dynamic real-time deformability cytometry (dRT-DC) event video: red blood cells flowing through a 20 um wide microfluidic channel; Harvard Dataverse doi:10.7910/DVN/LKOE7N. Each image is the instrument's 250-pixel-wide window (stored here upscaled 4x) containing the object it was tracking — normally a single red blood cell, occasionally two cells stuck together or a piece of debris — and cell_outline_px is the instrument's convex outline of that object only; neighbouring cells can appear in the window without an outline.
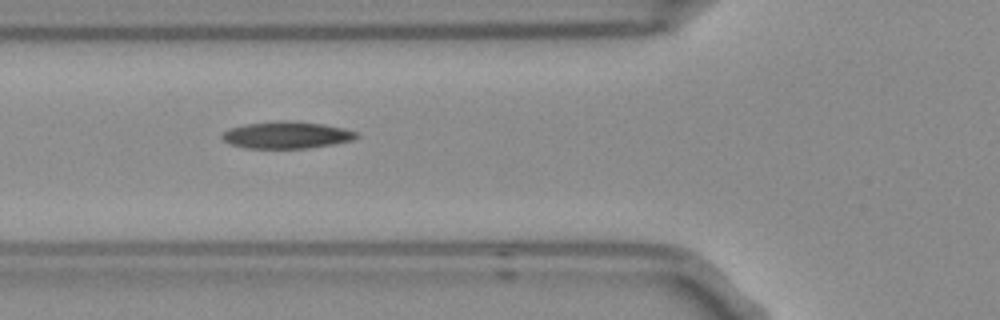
{"species": "Egyptian fruit bat (a non-hibernating species)", "species_latin": "Rousettus aegyptiacus", "temperature_condition": "room temperature", "stored_images_in_passage": 9, "camera_frame_rate_fps": 3000, "um_per_image_px": 0.085, "frame": {"image": 1, "passage_image": 6, "time_ms": 1.667, "image_size_px": [1000, 320], "cell_outline_px": [[360, 136], [352, 140], [332, 144], [308, 148], [244, 148], [232, 144], [224, 140], [220, 136], [228, 128], [244, 124], [280, 120], [292, 120], [324, 124], [344, 128], [356, 132]], "centroid_in_image_um": [24.36, 11.46], "position_along_channel_um": 101.4, "area_um2": 21.21}}